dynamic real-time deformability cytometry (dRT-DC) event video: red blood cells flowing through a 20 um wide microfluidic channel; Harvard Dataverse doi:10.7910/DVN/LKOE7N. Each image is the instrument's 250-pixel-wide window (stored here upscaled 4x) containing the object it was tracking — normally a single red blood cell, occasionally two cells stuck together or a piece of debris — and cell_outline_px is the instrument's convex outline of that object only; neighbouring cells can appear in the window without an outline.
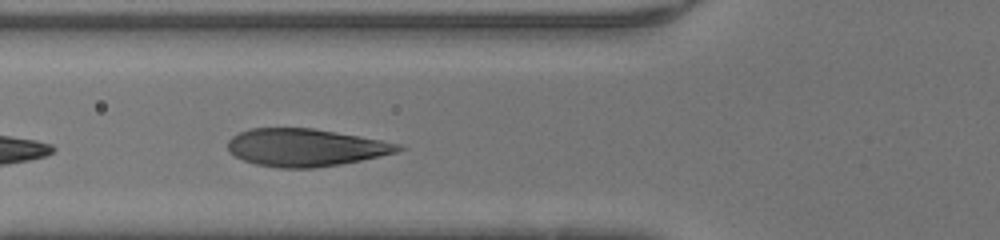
{"species": "human", "species_latin": "Homo sapiens", "temperature_condition": "warm", "stored_images_in_passage": 10, "camera_frame_rate_fps": 3000, "um_per_image_px": 0.085, "donor": {"sex": "male"}, "frame": {"image": 1, "passage_image": 4, "time_ms": 1.0, "image_size_px": [1000, 240], "cell_outline_px": [[408, 148], [396, 152], [380, 156], [340, 164], [312, 168], [276, 168], [256, 164], [244, 160], [228, 152], [228, 140], [232, 136], [248, 128], [312, 128], [336, 132], [380, 140], [400, 144]], "centroid_in_image_um": [25.94, 12.54], "position_along_channel_um": 99.9, "area_um2": 37.22}}
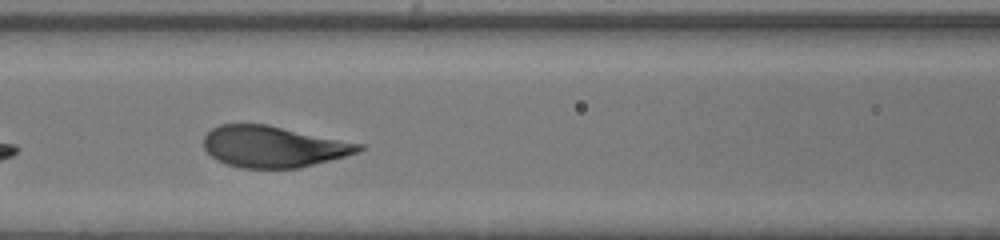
{"frame": {"image": 2, "passage_image": 7, "time_ms": 2.0, "image_size_px": [1000, 240], "cell_outline_px": [[364, 148], [356, 152], [344, 156], [300, 168], [240, 168], [224, 164], [216, 160], [204, 148], [204, 136], [212, 128], [220, 124], [268, 124], [364, 144]], "centroid_in_image_um": [23.21, 12.46], "position_along_channel_um": 143.4, "area_um2": 37.4}}